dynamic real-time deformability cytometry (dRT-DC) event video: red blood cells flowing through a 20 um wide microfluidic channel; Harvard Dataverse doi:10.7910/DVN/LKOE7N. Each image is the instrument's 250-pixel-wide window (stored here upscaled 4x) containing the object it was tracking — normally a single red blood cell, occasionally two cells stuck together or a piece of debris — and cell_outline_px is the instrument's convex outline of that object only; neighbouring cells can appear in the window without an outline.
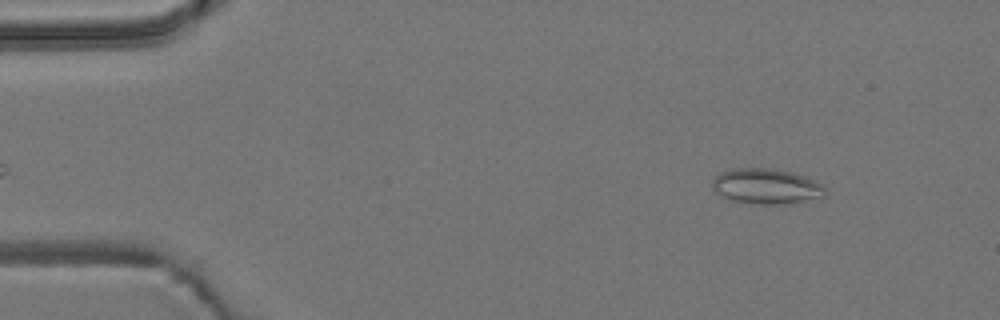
{"species": "common noctule bat (a hibernating species)", "species_latin": "Nyctalus noctula", "temperature_condition": "room temperature", "stored_images_in_passage": 53, "camera_frame_rate_fps": 3000, "um_per_image_px": 0.085, "animal": {"sex": "male", "body_mass_g": 19.2, "forearm_length_mm": 51.8}, "frame": {"image": 1, "passage_image": 4, "time_ms": 1.0, "image_size_px": [1000, 320], "cell_outline_px": [[828, 192], [824, 196], [792, 204], [748, 204], [728, 200], [720, 196], [712, 188], [712, 180], [720, 172], [736, 168], [772, 168], [792, 172], [816, 180]], "centroid_in_image_um": [65.12, 15.85], "position_along_channel_um": 19.9, "area_um2": 23.7}}
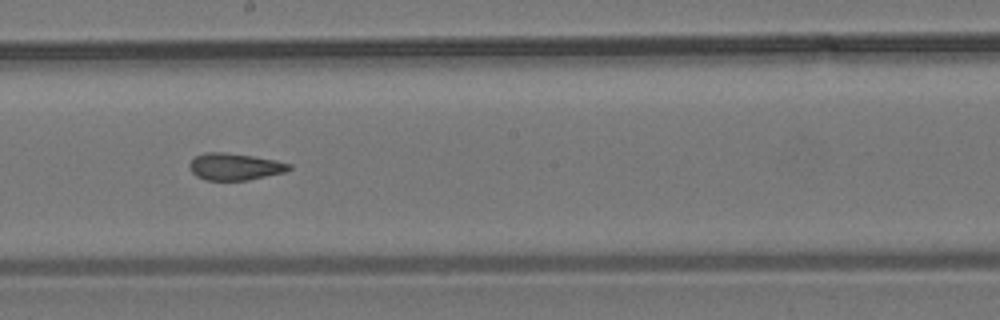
{"frame": {"image": 2, "passage_image": 28, "time_ms": 9.0, "image_size_px": [1000, 320], "cell_outline_px": [[292, 168], [284, 172], [248, 180], [204, 180], [196, 176], [192, 172], [188, 164], [196, 156], [204, 152], [224, 152], [252, 156], [276, 160], [292, 164]], "centroid_in_image_um": [19.95, 14.16], "position_along_channel_um": 228.2, "area_um2": 15.61}}
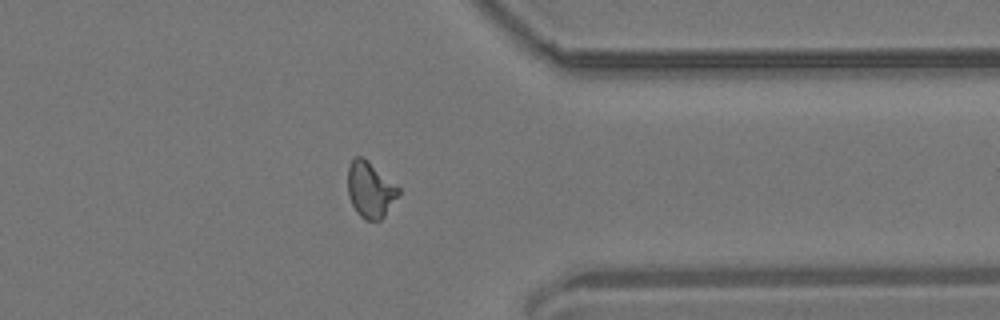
{"frame": {"image": 3, "passage_image": 41, "time_ms": 13.333, "image_size_px": [1000, 320], "cell_outline_px": [[400, 192], [384, 216], [380, 220], [364, 220], [356, 212], [348, 196], [348, 164], [356, 156], [364, 156], [400, 188]], "centroid_in_image_um": [31.45, 16.1], "position_along_channel_um": 379.9, "area_um2": 16.59}, "authors_computed_cell_mechanics": {"area_um2": 16.2996, "velocity_mm_per_s": 3.7258, "shape_relaxation_time_tau1_ms": null, "shape_relaxation_time_tau2_ms": 1.8039, "deformation_change_tau1": null, "deformation_change_tau2": 0.0952}}